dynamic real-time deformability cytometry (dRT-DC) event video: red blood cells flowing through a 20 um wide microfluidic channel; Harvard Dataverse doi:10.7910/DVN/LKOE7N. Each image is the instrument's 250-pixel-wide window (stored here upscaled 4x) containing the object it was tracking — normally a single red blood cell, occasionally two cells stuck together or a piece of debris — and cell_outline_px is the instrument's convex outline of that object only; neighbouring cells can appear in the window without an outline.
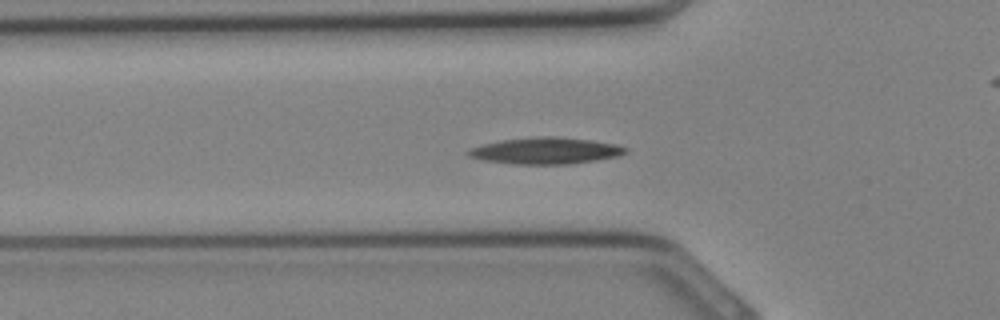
{"species": "Egyptian fruit bat (a non-hibernating species)", "species_latin": "Rousettus aegyptiacus", "temperature_condition": "cold", "stored_images_in_passage": 11, "camera_frame_rate_fps": 3000, "um_per_image_px": 0.085, "animal": {"sex": "female"}, "frame": {"image": 1, "passage_image": 10, "time_ms": 3.0, "image_size_px": [1000, 320], "cell_outline_px": [[628, 152], [616, 156], [596, 160], [568, 164], [516, 164], [484, 160], [468, 156], [468, 152], [472, 148], [484, 144], [500, 140], [540, 136], [560, 136], [592, 140], [616, 144], [628, 148]], "centroid_in_image_um": [46.43, 12.8], "position_along_channel_um": 79.4, "area_um2": 24.16}}